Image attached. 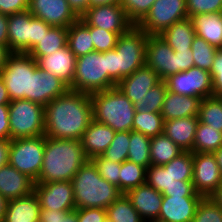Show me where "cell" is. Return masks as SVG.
I'll use <instances>...</instances> for the list:
<instances>
[{
	"label": "cell",
	"instance_id": "cell-1",
	"mask_svg": "<svg viewBox=\"0 0 222 222\" xmlns=\"http://www.w3.org/2000/svg\"><path fill=\"white\" fill-rule=\"evenodd\" d=\"M93 120L90 94L68 90L45 106V137L81 140Z\"/></svg>",
	"mask_w": 222,
	"mask_h": 222
},
{
	"label": "cell",
	"instance_id": "cell-2",
	"mask_svg": "<svg viewBox=\"0 0 222 222\" xmlns=\"http://www.w3.org/2000/svg\"><path fill=\"white\" fill-rule=\"evenodd\" d=\"M87 160L81 140L45 137L42 168L34 183L71 181Z\"/></svg>",
	"mask_w": 222,
	"mask_h": 222
},
{
	"label": "cell",
	"instance_id": "cell-3",
	"mask_svg": "<svg viewBox=\"0 0 222 222\" xmlns=\"http://www.w3.org/2000/svg\"><path fill=\"white\" fill-rule=\"evenodd\" d=\"M148 35L137 25L119 35L114 49L104 52L107 73L118 84L145 65Z\"/></svg>",
	"mask_w": 222,
	"mask_h": 222
},
{
	"label": "cell",
	"instance_id": "cell-4",
	"mask_svg": "<svg viewBox=\"0 0 222 222\" xmlns=\"http://www.w3.org/2000/svg\"><path fill=\"white\" fill-rule=\"evenodd\" d=\"M76 209H106L123 193L99 175L92 160H87L71 180Z\"/></svg>",
	"mask_w": 222,
	"mask_h": 222
},
{
	"label": "cell",
	"instance_id": "cell-5",
	"mask_svg": "<svg viewBox=\"0 0 222 222\" xmlns=\"http://www.w3.org/2000/svg\"><path fill=\"white\" fill-rule=\"evenodd\" d=\"M93 120L115 132L132 130L135 105L117 87L90 94Z\"/></svg>",
	"mask_w": 222,
	"mask_h": 222
},
{
	"label": "cell",
	"instance_id": "cell-6",
	"mask_svg": "<svg viewBox=\"0 0 222 222\" xmlns=\"http://www.w3.org/2000/svg\"><path fill=\"white\" fill-rule=\"evenodd\" d=\"M117 84L107 73L104 52L92 51L77 57L73 84L70 90L92 94L115 88Z\"/></svg>",
	"mask_w": 222,
	"mask_h": 222
},
{
	"label": "cell",
	"instance_id": "cell-7",
	"mask_svg": "<svg viewBox=\"0 0 222 222\" xmlns=\"http://www.w3.org/2000/svg\"><path fill=\"white\" fill-rule=\"evenodd\" d=\"M37 62L28 53L11 52L0 71L11 101L26 99L31 101V75Z\"/></svg>",
	"mask_w": 222,
	"mask_h": 222
},
{
	"label": "cell",
	"instance_id": "cell-8",
	"mask_svg": "<svg viewBox=\"0 0 222 222\" xmlns=\"http://www.w3.org/2000/svg\"><path fill=\"white\" fill-rule=\"evenodd\" d=\"M10 139L31 138L45 133V107L26 99L9 103Z\"/></svg>",
	"mask_w": 222,
	"mask_h": 222
},
{
	"label": "cell",
	"instance_id": "cell-9",
	"mask_svg": "<svg viewBox=\"0 0 222 222\" xmlns=\"http://www.w3.org/2000/svg\"><path fill=\"white\" fill-rule=\"evenodd\" d=\"M44 150V135L12 139L8 151V164L35 182L42 168Z\"/></svg>",
	"mask_w": 222,
	"mask_h": 222
},
{
	"label": "cell",
	"instance_id": "cell-10",
	"mask_svg": "<svg viewBox=\"0 0 222 222\" xmlns=\"http://www.w3.org/2000/svg\"><path fill=\"white\" fill-rule=\"evenodd\" d=\"M186 18V0H156L137 26L147 35H160L169 26Z\"/></svg>",
	"mask_w": 222,
	"mask_h": 222
},
{
	"label": "cell",
	"instance_id": "cell-11",
	"mask_svg": "<svg viewBox=\"0 0 222 222\" xmlns=\"http://www.w3.org/2000/svg\"><path fill=\"white\" fill-rule=\"evenodd\" d=\"M165 81L167 90L179 95L200 97L201 99L213 96L210 72L195 66L187 71L170 75Z\"/></svg>",
	"mask_w": 222,
	"mask_h": 222
},
{
	"label": "cell",
	"instance_id": "cell-12",
	"mask_svg": "<svg viewBox=\"0 0 222 222\" xmlns=\"http://www.w3.org/2000/svg\"><path fill=\"white\" fill-rule=\"evenodd\" d=\"M193 187L204 198L210 197L222 184V174L214 153L193 152Z\"/></svg>",
	"mask_w": 222,
	"mask_h": 222
},
{
	"label": "cell",
	"instance_id": "cell-13",
	"mask_svg": "<svg viewBox=\"0 0 222 222\" xmlns=\"http://www.w3.org/2000/svg\"><path fill=\"white\" fill-rule=\"evenodd\" d=\"M81 18L89 26L99 27L118 35L127 32L134 25L119 3L92 6Z\"/></svg>",
	"mask_w": 222,
	"mask_h": 222
},
{
	"label": "cell",
	"instance_id": "cell-14",
	"mask_svg": "<svg viewBox=\"0 0 222 222\" xmlns=\"http://www.w3.org/2000/svg\"><path fill=\"white\" fill-rule=\"evenodd\" d=\"M41 209L72 211L76 209L74 190L71 181L34 183Z\"/></svg>",
	"mask_w": 222,
	"mask_h": 222
},
{
	"label": "cell",
	"instance_id": "cell-15",
	"mask_svg": "<svg viewBox=\"0 0 222 222\" xmlns=\"http://www.w3.org/2000/svg\"><path fill=\"white\" fill-rule=\"evenodd\" d=\"M145 65L155 71L161 80L178 73L177 56L159 35H148Z\"/></svg>",
	"mask_w": 222,
	"mask_h": 222
},
{
	"label": "cell",
	"instance_id": "cell-16",
	"mask_svg": "<svg viewBox=\"0 0 222 222\" xmlns=\"http://www.w3.org/2000/svg\"><path fill=\"white\" fill-rule=\"evenodd\" d=\"M28 11L53 27L69 28L79 19L67 0H29Z\"/></svg>",
	"mask_w": 222,
	"mask_h": 222
},
{
	"label": "cell",
	"instance_id": "cell-17",
	"mask_svg": "<svg viewBox=\"0 0 222 222\" xmlns=\"http://www.w3.org/2000/svg\"><path fill=\"white\" fill-rule=\"evenodd\" d=\"M34 17L28 11L9 15L8 49L28 53L33 48Z\"/></svg>",
	"mask_w": 222,
	"mask_h": 222
},
{
	"label": "cell",
	"instance_id": "cell-18",
	"mask_svg": "<svg viewBox=\"0 0 222 222\" xmlns=\"http://www.w3.org/2000/svg\"><path fill=\"white\" fill-rule=\"evenodd\" d=\"M203 196H168L163 195L158 221L192 222L198 204Z\"/></svg>",
	"mask_w": 222,
	"mask_h": 222
},
{
	"label": "cell",
	"instance_id": "cell-19",
	"mask_svg": "<svg viewBox=\"0 0 222 222\" xmlns=\"http://www.w3.org/2000/svg\"><path fill=\"white\" fill-rule=\"evenodd\" d=\"M68 90L69 86L60 78L40 69L38 66L31 75V101L44 107Z\"/></svg>",
	"mask_w": 222,
	"mask_h": 222
},
{
	"label": "cell",
	"instance_id": "cell-20",
	"mask_svg": "<svg viewBox=\"0 0 222 222\" xmlns=\"http://www.w3.org/2000/svg\"><path fill=\"white\" fill-rule=\"evenodd\" d=\"M76 59L66 45L54 54L39 57L36 62L40 69L60 78L70 87L73 84Z\"/></svg>",
	"mask_w": 222,
	"mask_h": 222
},
{
	"label": "cell",
	"instance_id": "cell-21",
	"mask_svg": "<svg viewBox=\"0 0 222 222\" xmlns=\"http://www.w3.org/2000/svg\"><path fill=\"white\" fill-rule=\"evenodd\" d=\"M160 81L158 74L150 67L144 65L133 74L124 77L116 87L135 105L139 99Z\"/></svg>",
	"mask_w": 222,
	"mask_h": 222
},
{
	"label": "cell",
	"instance_id": "cell-22",
	"mask_svg": "<svg viewBox=\"0 0 222 222\" xmlns=\"http://www.w3.org/2000/svg\"><path fill=\"white\" fill-rule=\"evenodd\" d=\"M125 195L144 221L158 219L163 199L162 193L145 183L128 190Z\"/></svg>",
	"mask_w": 222,
	"mask_h": 222
},
{
	"label": "cell",
	"instance_id": "cell-23",
	"mask_svg": "<svg viewBox=\"0 0 222 222\" xmlns=\"http://www.w3.org/2000/svg\"><path fill=\"white\" fill-rule=\"evenodd\" d=\"M34 191V181L13 166L0 167V195L6 200H13L29 195Z\"/></svg>",
	"mask_w": 222,
	"mask_h": 222
},
{
	"label": "cell",
	"instance_id": "cell-24",
	"mask_svg": "<svg viewBox=\"0 0 222 222\" xmlns=\"http://www.w3.org/2000/svg\"><path fill=\"white\" fill-rule=\"evenodd\" d=\"M115 133L111 127L92 120L81 138L83 151L88 160L102 155L110 146Z\"/></svg>",
	"mask_w": 222,
	"mask_h": 222
},
{
	"label": "cell",
	"instance_id": "cell-25",
	"mask_svg": "<svg viewBox=\"0 0 222 222\" xmlns=\"http://www.w3.org/2000/svg\"><path fill=\"white\" fill-rule=\"evenodd\" d=\"M198 122V116L164 121L163 133L183 151L193 153V143Z\"/></svg>",
	"mask_w": 222,
	"mask_h": 222
},
{
	"label": "cell",
	"instance_id": "cell-26",
	"mask_svg": "<svg viewBox=\"0 0 222 222\" xmlns=\"http://www.w3.org/2000/svg\"><path fill=\"white\" fill-rule=\"evenodd\" d=\"M201 98L179 95L167 90L160 114L164 121L198 116Z\"/></svg>",
	"mask_w": 222,
	"mask_h": 222
},
{
	"label": "cell",
	"instance_id": "cell-27",
	"mask_svg": "<svg viewBox=\"0 0 222 222\" xmlns=\"http://www.w3.org/2000/svg\"><path fill=\"white\" fill-rule=\"evenodd\" d=\"M40 209L39 199L33 191L8 201L3 222H39Z\"/></svg>",
	"mask_w": 222,
	"mask_h": 222
},
{
	"label": "cell",
	"instance_id": "cell-28",
	"mask_svg": "<svg viewBox=\"0 0 222 222\" xmlns=\"http://www.w3.org/2000/svg\"><path fill=\"white\" fill-rule=\"evenodd\" d=\"M197 36L222 49V12L198 14L191 17Z\"/></svg>",
	"mask_w": 222,
	"mask_h": 222
},
{
	"label": "cell",
	"instance_id": "cell-29",
	"mask_svg": "<svg viewBox=\"0 0 222 222\" xmlns=\"http://www.w3.org/2000/svg\"><path fill=\"white\" fill-rule=\"evenodd\" d=\"M173 50H191L196 36L191 18L178 21L169 26L159 35Z\"/></svg>",
	"mask_w": 222,
	"mask_h": 222
},
{
	"label": "cell",
	"instance_id": "cell-30",
	"mask_svg": "<svg viewBox=\"0 0 222 222\" xmlns=\"http://www.w3.org/2000/svg\"><path fill=\"white\" fill-rule=\"evenodd\" d=\"M67 46L76 57L94 51L89 25L81 17L68 28Z\"/></svg>",
	"mask_w": 222,
	"mask_h": 222
},
{
	"label": "cell",
	"instance_id": "cell-31",
	"mask_svg": "<svg viewBox=\"0 0 222 222\" xmlns=\"http://www.w3.org/2000/svg\"><path fill=\"white\" fill-rule=\"evenodd\" d=\"M68 28L51 27L40 42L28 54L37 60L41 56L51 55L67 45Z\"/></svg>",
	"mask_w": 222,
	"mask_h": 222
},
{
	"label": "cell",
	"instance_id": "cell-32",
	"mask_svg": "<svg viewBox=\"0 0 222 222\" xmlns=\"http://www.w3.org/2000/svg\"><path fill=\"white\" fill-rule=\"evenodd\" d=\"M182 152L183 150L179 148L164 133L151 137V144H150L151 165L167 164Z\"/></svg>",
	"mask_w": 222,
	"mask_h": 222
},
{
	"label": "cell",
	"instance_id": "cell-33",
	"mask_svg": "<svg viewBox=\"0 0 222 222\" xmlns=\"http://www.w3.org/2000/svg\"><path fill=\"white\" fill-rule=\"evenodd\" d=\"M222 146V132L198 122L193 143L194 153H215Z\"/></svg>",
	"mask_w": 222,
	"mask_h": 222
},
{
	"label": "cell",
	"instance_id": "cell-34",
	"mask_svg": "<svg viewBox=\"0 0 222 222\" xmlns=\"http://www.w3.org/2000/svg\"><path fill=\"white\" fill-rule=\"evenodd\" d=\"M150 144L151 137L131 130L127 160L148 168L151 165Z\"/></svg>",
	"mask_w": 222,
	"mask_h": 222
},
{
	"label": "cell",
	"instance_id": "cell-35",
	"mask_svg": "<svg viewBox=\"0 0 222 222\" xmlns=\"http://www.w3.org/2000/svg\"><path fill=\"white\" fill-rule=\"evenodd\" d=\"M147 168L128 160L121 163L119 190L125 194L128 190L146 183Z\"/></svg>",
	"mask_w": 222,
	"mask_h": 222
},
{
	"label": "cell",
	"instance_id": "cell-36",
	"mask_svg": "<svg viewBox=\"0 0 222 222\" xmlns=\"http://www.w3.org/2000/svg\"><path fill=\"white\" fill-rule=\"evenodd\" d=\"M164 120L160 113L135 111L132 130L149 137L163 133Z\"/></svg>",
	"mask_w": 222,
	"mask_h": 222
},
{
	"label": "cell",
	"instance_id": "cell-37",
	"mask_svg": "<svg viewBox=\"0 0 222 222\" xmlns=\"http://www.w3.org/2000/svg\"><path fill=\"white\" fill-rule=\"evenodd\" d=\"M106 213L110 222H145L125 194L107 207Z\"/></svg>",
	"mask_w": 222,
	"mask_h": 222
},
{
	"label": "cell",
	"instance_id": "cell-38",
	"mask_svg": "<svg viewBox=\"0 0 222 222\" xmlns=\"http://www.w3.org/2000/svg\"><path fill=\"white\" fill-rule=\"evenodd\" d=\"M199 122L210 125L222 132V101L211 96L201 99L198 114Z\"/></svg>",
	"mask_w": 222,
	"mask_h": 222
},
{
	"label": "cell",
	"instance_id": "cell-39",
	"mask_svg": "<svg viewBox=\"0 0 222 222\" xmlns=\"http://www.w3.org/2000/svg\"><path fill=\"white\" fill-rule=\"evenodd\" d=\"M167 93V84L165 80H161L152 87L141 99L135 104L138 111L160 113L163 102Z\"/></svg>",
	"mask_w": 222,
	"mask_h": 222
},
{
	"label": "cell",
	"instance_id": "cell-40",
	"mask_svg": "<svg viewBox=\"0 0 222 222\" xmlns=\"http://www.w3.org/2000/svg\"><path fill=\"white\" fill-rule=\"evenodd\" d=\"M169 170L170 175L178 181H192L193 179V153L183 151L169 163L162 165Z\"/></svg>",
	"mask_w": 222,
	"mask_h": 222
},
{
	"label": "cell",
	"instance_id": "cell-41",
	"mask_svg": "<svg viewBox=\"0 0 222 222\" xmlns=\"http://www.w3.org/2000/svg\"><path fill=\"white\" fill-rule=\"evenodd\" d=\"M217 50L218 48L196 35L191 47L194 66L210 72Z\"/></svg>",
	"mask_w": 222,
	"mask_h": 222
},
{
	"label": "cell",
	"instance_id": "cell-42",
	"mask_svg": "<svg viewBox=\"0 0 222 222\" xmlns=\"http://www.w3.org/2000/svg\"><path fill=\"white\" fill-rule=\"evenodd\" d=\"M130 142V131L116 132L110 146L102 156L113 162L122 163L127 160Z\"/></svg>",
	"mask_w": 222,
	"mask_h": 222
},
{
	"label": "cell",
	"instance_id": "cell-43",
	"mask_svg": "<svg viewBox=\"0 0 222 222\" xmlns=\"http://www.w3.org/2000/svg\"><path fill=\"white\" fill-rule=\"evenodd\" d=\"M174 179L169 170H166L162 165H150L147 168L146 183L160 193H163L173 183H180V180Z\"/></svg>",
	"mask_w": 222,
	"mask_h": 222
},
{
	"label": "cell",
	"instance_id": "cell-44",
	"mask_svg": "<svg viewBox=\"0 0 222 222\" xmlns=\"http://www.w3.org/2000/svg\"><path fill=\"white\" fill-rule=\"evenodd\" d=\"M192 222H222V207L210 197L203 198L198 204Z\"/></svg>",
	"mask_w": 222,
	"mask_h": 222
},
{
	"label": "cell",
	"instance_id": "cell-45",
	"mask_svg": "<svg viewBox=\"0 0 222 222\" xmlns=\"http://www.w3.org/2000/svg\"><path fill=\"white\" fill-rule=\"evenodd\" d=\"M156 0H120L119 4L125 10L127 18L137 25L150 11Z\"/></svg>",
	"mask_w": 222,
	"mask_h": 222
},
{
	"label": "cell",
	"instance_id": "cell-46",
	"mask_svg": "<svg viewBox=\"0 0 222 222\" xmlns=\"http://www.w3.org/2000/svg\"><path fill=\"white\" fill-rule=\"evenodd\" d=\"M94 51L107 52L115 48L119 35L95 26H89Z\"/></svg>",
	"mask_w": 222,
	"mask_h": 222
},
{
	"label": "cell",
	"instance_id": "cell-47",
	"mask_svg": "<svg viewBox=\"0 0 222 222\" xmlns=\"http://www.w3.org/2000/svg\"><path fill=\"white\" fill-rule=\"evenodd\" d=\"M91 160L96 165L99 175L109 183L114 184L119 188L121 163L108 160L102 155L96 156Z\"/></svg>",
	"mask_w": 222,
	"mask_h": 222
},
{
	"label": "cell",
	"instance_id": "cell-48",
	"mask_svg": "<svg viewBox=\"0 0 222 222\" xmlns=\"http://www.w3.org/2000/svg\"><path fill=\"white\" fill-rule=\"evenodd\" d=\"M187 15L191 18L198 14L222 12V0H186Z\"/></svg>",
	"mask_w": 222,
	"mask_h": 222
},
{
	"label": "cell",
	"instance_id": "cell-49",
	"mask_svg": "<svg viewBox=\"0 0 222 222\" xmlns=\"http://www.w3.org/2000/svg\"><path fill=\"white\" fill-rule=\"evenodd\" d=\"M213 84V96L222 97V49H218L210 70Z\"/></svg>",
	"mask_w": 222,
	"mask_h": 222
},
{
	"label": "cell",
	"instance_id": "cell-50",
	"mask_svg": "<svg viewBox=\"0 0 222 222\" xmlns=\"http://www.w3.org/2000/svg\"><path fill=\"white\" fill-rule=\"evenodd\" d=\"M162 195L168 196H201L195 192L192 181H181L173 183L169 188H166Z\"/></svg>",
	"mask_w": 222,
	"mask_h": 222
},
{
	"label": "cell",
	"instance_id": "cell-51",
	"mask_svg": "<svg viewBox=\"0 0 222 222\" xmlns=\"http://www.w3.org/2000/svg\"><path fill=\"white\" fill-rule=\"evenodd\" d=\"M107 219L106 209L82 208L78 209V222H104Z\"/></svg>",
	"mask_w": 222,
	"mask_h": 222
},
{
	"label": "cell",
	"instance_id": "cell-52",
	"mask_svg": "<svg viewBox=\"0 0 222 222\" xmlns=\"http://www.w3.org/2000/svg\"><path fill=\"white\" fill-rule=\"evenodd\" d=\"M29 0H0V13L12 15L28 10Z\"/></svg>",
	"mask_w": 222,
	"mask_h": 222
},
{
	"label": "cell",
	"instance_id": "cell-53",
	"mask_svg": "<svg viewBox=\"0 0 222 222\" xmlns=\"http://www.w3.org/2000/svg\"><path fill=\"white\" fill-rule=\"evenodd\" d=\"M0 140H11L9 124V104L0 105Z\"/></svg>",
	"mask_w": 222,
	"mask_h": 222
},
{
	"label": "cell",
	"instance_id": "cell-54",
	"mask_svg": "<svg viewBox=\"0 0 222 222\" xmlns=\"http://www.w3.org/2000/svg\"><path fill=\"white\" fill-rule=\"evenodd\" d=\"M178 61V73L189 70L194 66L193 54L191 50H179L175 52Z\"/></svg>",
	"mask_w": 222,
	"mask_h": 222
},
{
	"label": "cell",
	"instance_id": "cell-55",
	"mask_svg": "<svg viewBox=\"0 0 222 222\" xmlns=\"http://www.w3.org/2000/svg\"><path fill=\"white\" fill-rule=\"evenodd\" d=\"M52 26L45 23L42 19L34 17L33 47L36 46L44 34H47Z\"/></svg>",
	"mask_w": 222,
	"mask_h": 222
},
{
	"label": "cell",
	"instance_id": "cell-56",
	"mask_svg": "<svg viewBox=\"0 0 222 222\" xmlns=\"http://www.w3.org/2000/svg\"><path fill=\"white\" fill-rule=\"evenodd\" d=\"M67 2L79 18L90 8V0H67Z\"/></svg>",
	"mask_w": 222,
	"mask_h": 222
},
{
	"label": "cell",
	"instance_id": "cell-57",
	"mask_svg": "<svg viewBox=\"0 0 222 222\" xmlns=\"http://www.w3.org/2000/svg\"><path fill=\"white\" fill-rule=\"evenodd\" d=\"M8 20L9 15L0 13V45L8 48Z\"/></svg>",
	"mask_w": 222,
	"mask_h": 222
},
{
	"label": "cell",
	"instance_id": "cell-58",
	"mask_svg": "<svg viewBox=\"0 0 222 222\" xmlns=\"http://www.w3.org/2000/svg\"><path fill=\"white\" fill-rule=\"evenodd\" d=\"M39 222H60V210L40 209Z\"/></svg>",
	"mask_w": 222,
	"mask_h": 222
},
{
	"label": "cell",
	"instance_id": "cell-59",
	"mask_svg": "<svg viewBox=\"0 0 222 222\" xmlns=\"http://www.w3.org/2000/svg\"><path fill=\"white\" fill-rule=\"evenodd\" d=\"M10 140H0V167L8 164Z\"/></svg>",
	"mask_w": 222,
	"mask_h": 222
},
{
	"label": "cell",
	"instance_id": "cell-60",
	"mask_svg": "<svg viewBox=\"0 0 222 222\" xmlns=\"http://www.w3.org/2000/svg\"><path fill=\"white\" fill-rule=\"evenodd\" d=\"M60 222H78V209L60 211Z\"/></svg>",
	"mask_w": 222,
	"mask_h": 222
},
{
	"label": "cell",
	"instance_id": "cell-61",
	"mask_svg": "<svg viewBox=\"0 0 222 222\" xmlns=\"http://www.w3.org/2000/svg\"><path fill=\"white\" fill-rule=\"evenodd\" d=\"M11 102L4 80L0 77V105L9 104Z\"/></svg>",
	"mask_w": 222,
	"mask_h": 222
},
{
	"label": "cell",
	"instance_id": "cell-62",
	"mask_svg": "<svg viewBox=\"0 0 222 222\" xmlns=\"http://www.w3.org/2000/svg\"><path fill=\"white\" fill-rule=\"evenodd\" d=\"M10 53L11 52L6 46L0 45V71L6 64L7 57Z\"/></svg>",
	"mask_w": 222,
	"mask_h": 222
},
{
	"label": "cell",
	"instance_id": "cell-63",
	"mask_svg": "<svg viewBox=\"0 0 222 222\" xmlns=\"http://www.w3.org/2000/svg\"><path fill=\"white\" fill-rule=\"evenodd\" d=\"M210 198L219 206L222 207V184L217 190L210 196Z\"/></svg>",
	"mask_w": 222,
	"mask_h": 222
},
{
	"label": "cell",
	"instance_id": "cell-64",
	"mask_svg": "<svg viewBox=\"0 0 222 222\" xmlns=\"http://www.w3.org/2000/svg\"><path fill=\"white\" fill-rule=\"evenodd\" d=\"M8 200L0 195V222H3L5 210L7 207Z\"/></svg>",
	"mask_w": 222,
	"mask_h": 222
},
{
	"label": "cell",
	"instance_id": "cell-65",
	"mask_svg": "<svg viewBox=\"0 0 222 222\" xmlns=\"http://www.w3.org/2000/svg\"><path fill=\"white\" fill-rule=\"evenodd\" d=\"M120 0H90V7L96 5L114 4L119 3Z\"/></svg>",
	"mask_w": 222,
	"mask_h": 222
},
{
	"label": "cell",
	"instance_id": "cell-66",
	"mask_svg": "<svg viewBox=\"0 0 222 222\" xmlns=\"http://www.w3.org/2000/svg\"><path fill=\"white\" fill-rule=\"evenodd\" d=\"M214 155L222 174V146L214 153Z\"/></svg>",
	"mask_w": 222,
	"mask_h": 222
},
{
	"label": "cell",
	"instance_id": "cell-67",
	"mask_svg": "<svg viewBox=\"0 0 222 222\" xmlns=\"http://www.w3.org/2000/svg\"><path fill=\"white\" fill-rule=\"evenodd\" d=\"M145 222H160L158 220H150V221H145Z\"/></svg>",
	"mask_w": 222,
	"mask_h": 222
}]
</instances>
